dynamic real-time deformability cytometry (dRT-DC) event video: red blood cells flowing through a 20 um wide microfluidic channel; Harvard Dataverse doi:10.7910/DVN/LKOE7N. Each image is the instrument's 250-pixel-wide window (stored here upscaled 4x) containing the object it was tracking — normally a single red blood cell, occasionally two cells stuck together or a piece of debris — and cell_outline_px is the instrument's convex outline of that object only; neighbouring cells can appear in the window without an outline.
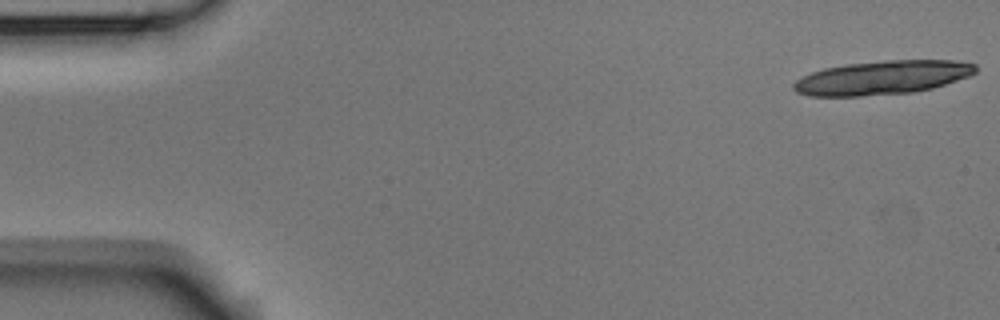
{"species": "Egyptian fruit bat (a non-hibernating species)", "species_latin": "Rousettus aegyptiacus", "temperature_condition": "room temperature", "stored_images_in_passage": 6, "camera_frame_rate_fps": 3000, "um_per_image_px": 0.085, "animal": {"sex": "male"}, "frame": {"image": 1, "passage_image": 1, "time_ms": 0.0, "image_size_px": [1000, 320], "cell_outline_px": [[976, 72], [968, 76], [932, 88], [912, 92], [860, 96], [808, 96], [796, 92], [792, 88], [792, 84], [796, 80], [812, 72], [824, 68], [844, 64], [884, 60], [956, 60], [976, 64]], "centroid_in_image_um": [74.96, 6.59], "position_along_channel_um": 10.0, "area_um2": 35.89}}
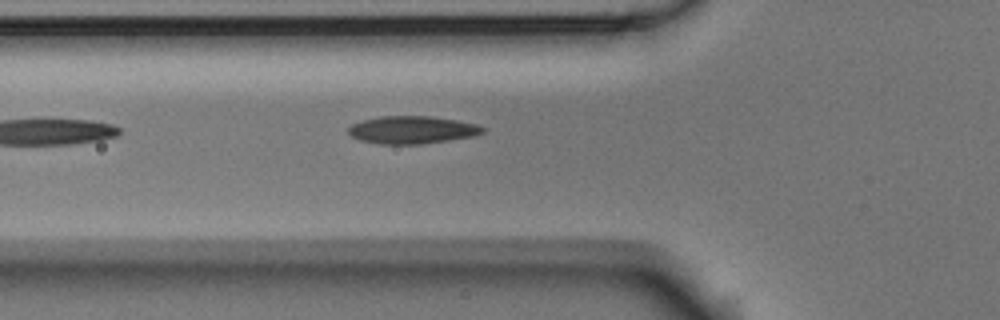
{"frame": {"image": 2, "passage_image": 6, "time_ms": 1.667, "image_size_px": [1000, 320], "cell_outline_px": [[484, 132], [476, 136], [420, 144], [380, 144], [360, 140], [352, 136], [348, 132], [348, 128], [352, 124], [364, 120], [380, 116], [432, 116], [456, 120], [476, 124], [484, 128]], "centroid_in_image_um": [35.04, 11.04], "position_along_channel_um": 90.8, "area_um2": 21.56}}